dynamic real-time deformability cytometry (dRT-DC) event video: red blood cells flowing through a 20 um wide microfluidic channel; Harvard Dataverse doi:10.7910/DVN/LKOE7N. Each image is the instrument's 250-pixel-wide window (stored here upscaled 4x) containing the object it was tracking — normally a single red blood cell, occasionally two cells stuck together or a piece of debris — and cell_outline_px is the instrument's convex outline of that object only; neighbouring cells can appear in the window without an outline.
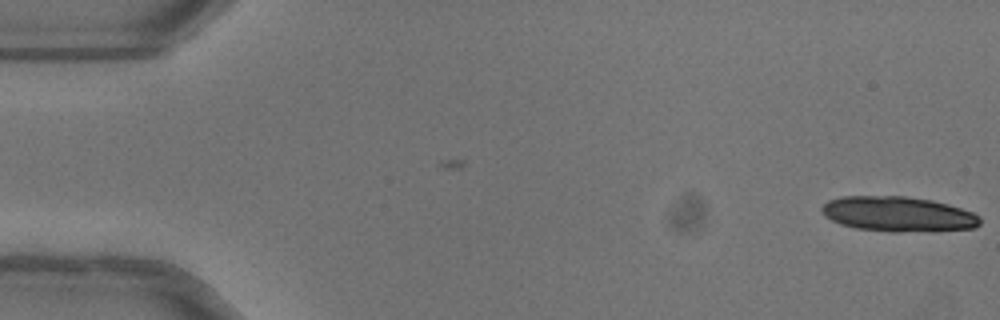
{"species": "common noctule bat (a hibernating species)", "species_latin": "Nyctalus noctula", "temperature_condition": "warm", "stored_images_in_passage": 2, "camera_frame_rate_fps": 3000, "um_per_image_px": 0.085, "animal": {"sex": "female"}, "frame": {"image": 1, "passage_image": 2, "time_ms": 0.333, "image_size_px": [1000, 320], "cell_outline_px": [[980, 224], [976, 228], [900, 232], [892, 232], [856, 228], [840, 224], [824, 216], [820, 208], [828, 200], [840, 196], [904, 196], [932, 200], [948, 204], [972, 212], [980, 216]], "centroid_in_image_um": [76.31, 18.19], "position_along_channel_um": 8.7, "area_um2": 32.31}}